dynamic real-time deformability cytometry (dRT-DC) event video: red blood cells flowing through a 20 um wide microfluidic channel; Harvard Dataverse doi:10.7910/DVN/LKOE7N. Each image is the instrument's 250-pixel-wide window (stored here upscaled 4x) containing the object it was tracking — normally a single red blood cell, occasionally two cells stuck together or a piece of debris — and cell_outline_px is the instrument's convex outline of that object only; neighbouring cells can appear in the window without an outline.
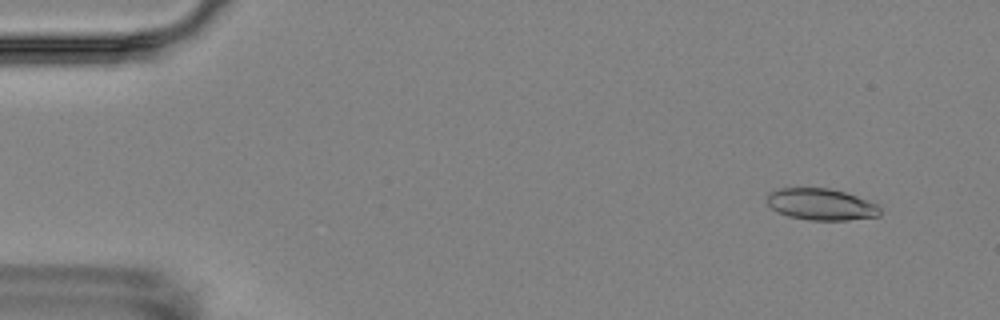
{"species": "Egyptian fruit bat (a non-hibernating species)", "species_latin": "Rousettus aegyptiacus", "temperature_condition": "room temperature", "stored_images_in_passage": 7, "camera_frame_rate_fps": 3000, "um_per_image_px": 0.085, "animal": {"sex": "female"}, "frame": {"image": 1, "passage_image": 2, "time_ms": 1.0, "image_size_px": [1000, 320], "cell_outline_px": [[880, 216], [848, 220], [808, 220], [788, 216], [776, 212], [768, 204], [768, 192], [776, 188], [828, 188], [844, 192], [880, 204]], "centroid_in_image_um": [69.8, 17.37], "position_along_channel_um": 15.2, "area_um2": 20.98}}